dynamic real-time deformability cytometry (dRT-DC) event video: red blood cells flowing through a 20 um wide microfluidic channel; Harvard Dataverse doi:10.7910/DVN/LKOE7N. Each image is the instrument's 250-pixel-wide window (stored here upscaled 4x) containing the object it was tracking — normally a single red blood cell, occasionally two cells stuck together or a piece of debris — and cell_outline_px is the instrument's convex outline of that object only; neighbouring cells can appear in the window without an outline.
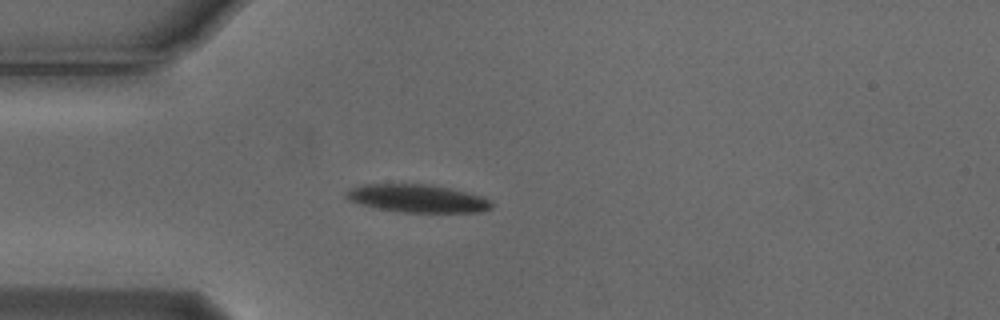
{"species": "Egyptian fruit bat (a non-hibernating species)", "species_latin": "Rousettus aegyptiacus", "temperature_condition": "cold", "stored_images_in_passage": 3, "camera_frame_rate_fps": 3000, "um_per_image_px": 0.085, "animal": {"sex": "male"}, "frame": {"image": 1, "passage_image": 3, "time_ms": 0.667, "image_size_px": [1000, 320], "cell_outline_px": [[492, 208], [480, 212], [400, 212], [376, 208], [348, 200], [344, 196], [344, 192], [348, 188], [364, 184], [424, 184], [448, 188], [480, 196], [488, 200], [492, 204]], "centroid_in_image_um": [35.39, 16.87], "position_along_channel_um": 49.6, "area_um2": 23.47}}